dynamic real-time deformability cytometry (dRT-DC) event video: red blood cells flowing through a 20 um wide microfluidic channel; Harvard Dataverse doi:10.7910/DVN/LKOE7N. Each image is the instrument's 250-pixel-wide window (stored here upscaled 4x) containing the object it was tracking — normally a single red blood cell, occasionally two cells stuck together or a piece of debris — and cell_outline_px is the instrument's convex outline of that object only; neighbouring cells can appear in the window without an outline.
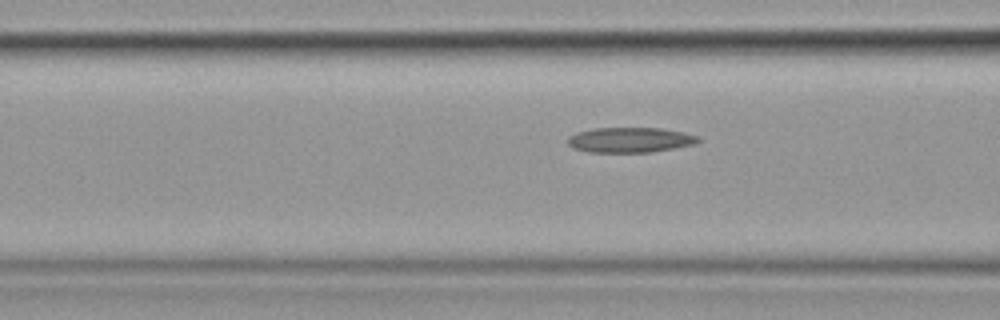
{"species": "common noctule bat (a hibernating species)", "species_latin": "Nyctalus noctula", "temperature_condition": "cold", "stored_images_in_passage": 11, "camera_frame_rate_fps": 3000, "um_per_image_px": 0.085, "animal": {"sex": "female", "body_mass_g": 19.9}, "frame": {"image": 1, "passage_image": 8, "time_ms": 2.333, "image_size_px": [1000, 320], "cell_outline_px": [[700, 140], [696, 144], [648, 152], [588, 152], [572, 148], [568, 144], [568, 136], [576, 132], [592, 128], [660, 128], [684, 132], [700, 136]], "centroid_in_image_um": [53.54, 11.88], "position_along_channel_um": 113.1, "area_um2": 19.19}}